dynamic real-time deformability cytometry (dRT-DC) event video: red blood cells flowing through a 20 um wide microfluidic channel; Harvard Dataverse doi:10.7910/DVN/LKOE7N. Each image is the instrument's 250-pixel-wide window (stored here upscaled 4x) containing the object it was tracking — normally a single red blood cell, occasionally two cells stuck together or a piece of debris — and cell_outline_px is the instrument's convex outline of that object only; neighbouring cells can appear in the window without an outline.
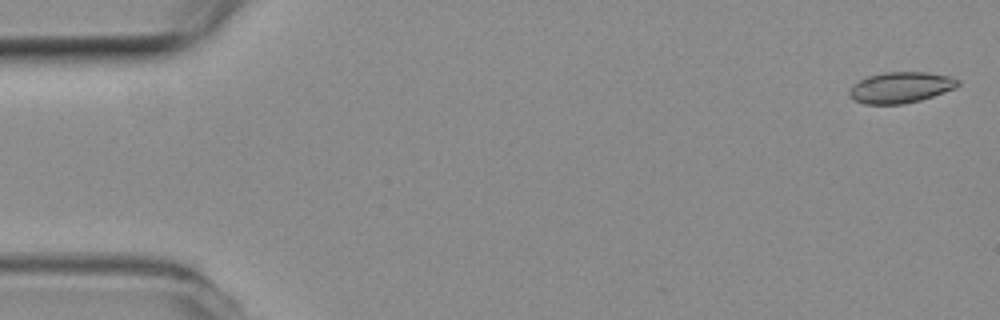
{"species": "common noctule bat (a hibernating species)", "species_latin": "Nyctalus noctula", "temperature_condition": "room temperature", "stored_images_in_passage": 6, "segment_of_instrument_passage": [1, 2], "camera_frame_rate_fps": 3000, "um_per_image_px": 0.085, "animal": {"sex": "female", "body_mass_g": 19.3, "forearm_length_mm": 54.1}, "frame": {"image": 1, "passage_image": 1, "time_ms": 0.0, "image_size_px": [1000, 320], "cell_outline_px": [[960, 84], [956, 88], [920, 100], [904, 104], [864, 104], [856, 100], [848, 92], [852, 84], [868, 76], [884, 72], [928, 72], [948, 76], [960, 80]], "centroid_in_image_um": [76.57, 7.43], "position_along_channel_um": 8.4, "area_um2": 19.54}}